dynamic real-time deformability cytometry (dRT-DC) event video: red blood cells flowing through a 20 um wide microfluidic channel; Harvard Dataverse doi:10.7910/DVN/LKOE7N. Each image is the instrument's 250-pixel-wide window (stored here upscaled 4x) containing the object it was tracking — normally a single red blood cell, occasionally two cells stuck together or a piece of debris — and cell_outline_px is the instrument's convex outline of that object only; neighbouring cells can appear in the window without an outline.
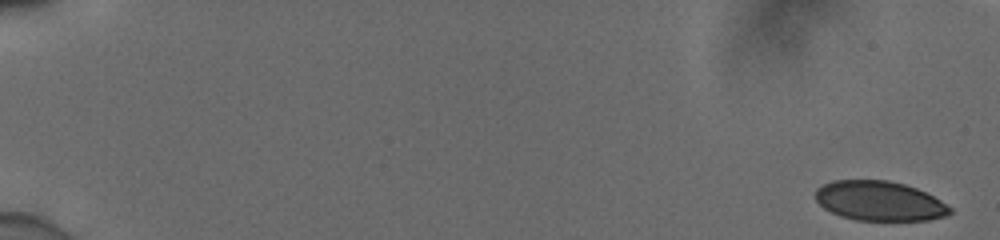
{"species": "human", "species_latin": "Homo sapiens", "temperature_condition": "cold", "stored_images_in_passage": 13, "camera_frame_rate_fps": 3000, "um_per_image_px": 0.085, "donor": {"sex": "male"}, "frame": {"image": 1, "passage_image": 1, "time_ms": 0.0, "image_size_px": [1000, 240], "cell_outline_px": [[952, 212], [948, 216], [928, 220], [856, 220], [840, 216], [824, 208], [816, 200], [816, 188], [832, 180], [888, 180], [904, 184], [916, 188], [940, 200], [952, 208]], "centroid_in_image_um": [74.76, 17.08], "position_along_channel_um": 10.2, "area_um2": 31.04}}
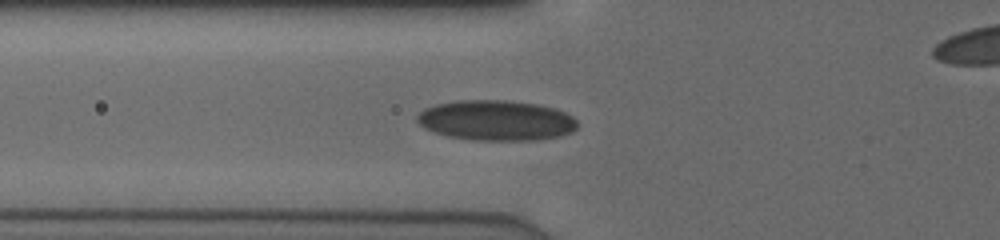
{"frame": {"image": 2, "passage_image": 10, "time_ms": 3.0, "image_size_px": [1000, 240], "cell_outline_px": [[576, 128], [572, 132], [560, 136], [536, 140], [472, 140], [448, 136], [432, 132], [424, 128], [416, 120], [416, 116], [424, 108], [436, 104], [460, 100], [504, 100], [536, 104], [552, 108], [564, 112], [572, 116], [576, 120]], "centroid_in_image_um": [42.14, 10.24], "position_along_channel_um": 83.7, "area_um2": 37.63}}
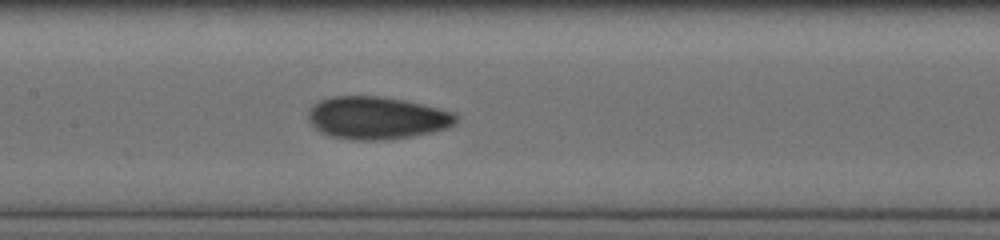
{"frame": {"image": 3, "passage_image": 13, "time_ms": 4.0, "image_size_px": [1000, 240], "cell_outline_px": [[456, 124], [448, 128], [432, 132], [412, 136], [380, 140], [352, 140], [332, 136], [320, 132], [308, 120], [308, 112], [312, 104], [320, 100], [332, 96], [380, 96], [404, 100], [452, 112], [456, 116]], "centroid_in_image_um": [32.0, 10.02], "position_along_channel_um": 175.4, "area_um2": 36.53}}